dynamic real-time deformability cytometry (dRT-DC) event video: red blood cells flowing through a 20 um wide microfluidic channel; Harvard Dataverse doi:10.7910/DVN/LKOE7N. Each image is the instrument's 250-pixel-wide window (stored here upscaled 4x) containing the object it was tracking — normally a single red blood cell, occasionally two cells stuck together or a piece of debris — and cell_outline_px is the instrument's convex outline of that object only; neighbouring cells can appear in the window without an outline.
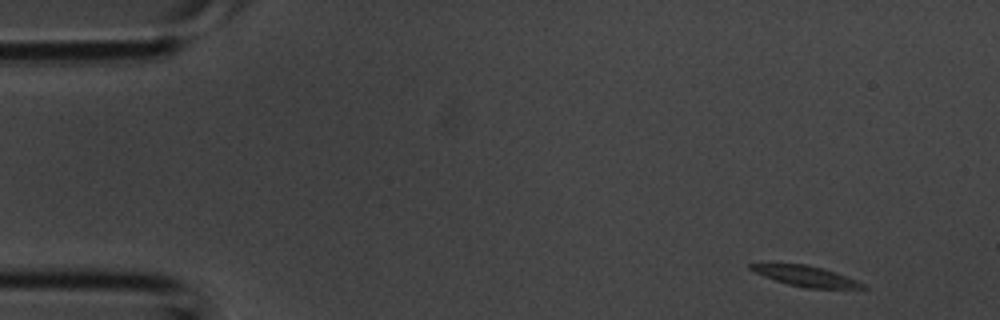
{"species": "common noctule bat (a hibernating species)", "species_latin": "Nyctalus noctula", "temperature_condition": "room temperature", "stored_images_in_passage": 3, "camera_frame_rate_fps": 3000, "um_per_image_px": 0.085, "animal": {"sex": "male", "body_mass_g": 20.1, "forearm_length_mm": 53.5}, "frame": {"image": 1, "passage_image": 1, "time_ms": 0.0, "image_size_px": [1000, 320], "cell_outline_px": [[868, 288], [804, 288], [788, 284], [764, 276], [748, 268], [748, 264], [804, 264], [820, 268], [856, 280], [864, 284]], "centroid_in_image_um": [68.47, 23.48], "position_along_channel_um": 16.5, "area_um2": 12.83}}
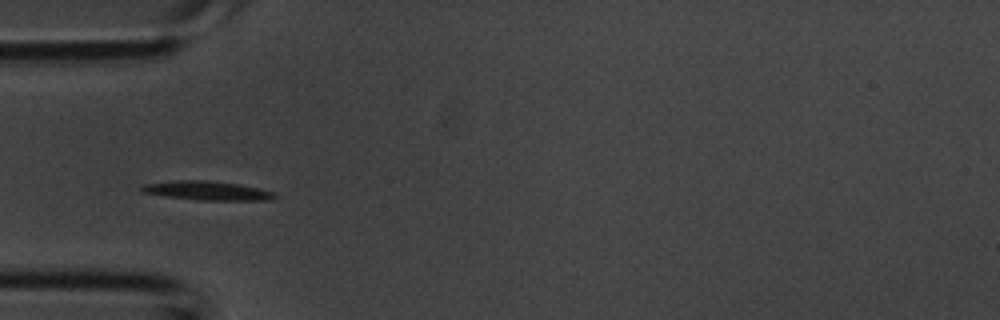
{"frame": {"image": 2, "passage_image": 3, "time_ms": 0.667, "image_size_px": [1000, 320], "cell_outline_px": [[276, 196], [272, 200], [196, 200], [164, 196], [144, 192], [140, 188], [144, 184], [176, 180], [208, 180], [240, 184], [260, 188], [276, 192]], "centroid_in_image_um": [17.67, 16.2], "position_along_channel_um": 67.3, "area_um2": 14.85}}